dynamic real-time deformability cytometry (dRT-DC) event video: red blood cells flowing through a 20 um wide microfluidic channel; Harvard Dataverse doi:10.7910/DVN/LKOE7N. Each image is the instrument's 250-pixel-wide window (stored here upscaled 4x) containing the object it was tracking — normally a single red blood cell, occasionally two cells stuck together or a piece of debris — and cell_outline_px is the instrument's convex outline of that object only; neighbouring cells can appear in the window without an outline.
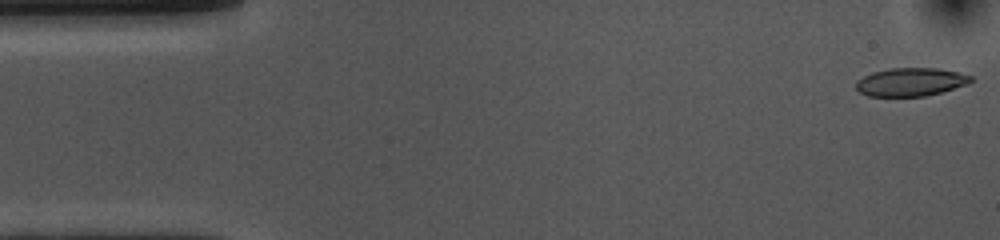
{"species": "common noctule bat (a hibernating species)", "species_latin": "Nyctalus noctula", "temperature_condition": "cold", "stored_images_in_passage": 52, "camera_frame_rate_fps": 3000, "um_per_image_px": 0.085, "animal": {"sex": "female", "body_mass_g": 10.0, "forearm_length_mm": 53.1}, "frame": {"image": 1, "passage_image": 1, "time_ms": 0.0, "image_size_px": [1000, 240], "cell_outline_px": [[972, 80], [968, 84], [940, 92], [924, 96], [868, 96], [860, 92], [856, 88], [856, 80], [872, 72], [888, 68], [936, 68], [956, 72], [972, 76]], "centroid_in_image_um": [77.37, 6.96], "position_along_channel_um": 7.6, "area_um2": 18.79}}
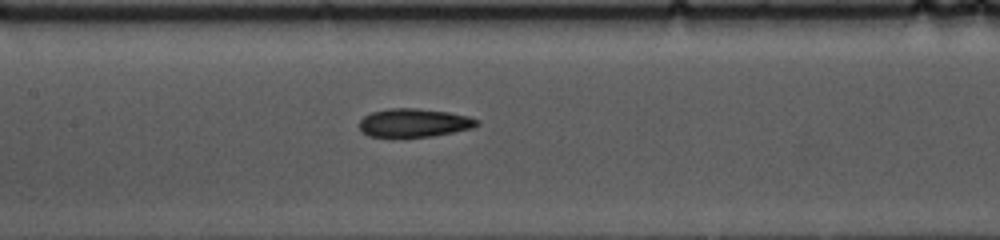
{"frame": {"image": 2, "passage_image": 23, "time_ms": 7.333, "image_size_px": [1000, 240], "cell_outline_px": [[480, 124], [472, 128], [432, 136], [368, 136], [360, 128], [360, 120], [364, 116], [372, 112], [388, 108], [416, 108], [448, 112], [468, 116], [480, 120]], "centroid_in_image_um": [35.22, 10.42], "position_along_channel_um": 172.2, "area_um2": 19.25}}
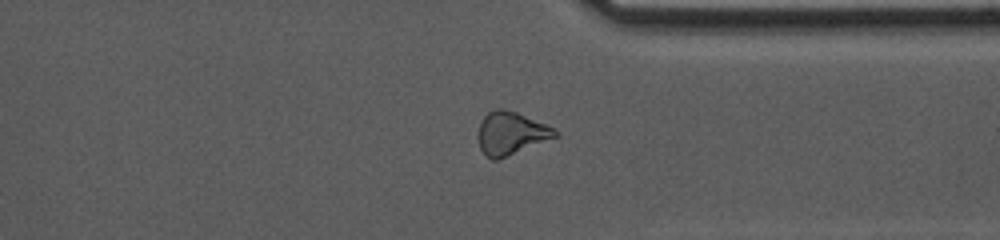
{"frame": {"image": 3, "passage_image": 39, "time_ms": 12.667, "image_size_px": [1000, 240], "cell_outline_px": [[560, 136], [496, 160], [492, 160], [480, 148], [480, 124], [484, 116], [488, 112], [496, 108], [504, 108], [516, 112], [544, 124], [560, 132]], "centroid_in_image_um": [43.47, 11.32], "position_along_channel_um": 367.9, "area_um2": 18.84}, "authors_computed_cell_mechanics": {"area_um2": 19.8832, "velocity_mm_per_s": 3.732, "shape_relaxation_time_tau1_ms": 5.4981, "shape_relaxation_time_tau2_ms": 5.373, "deformation_change_tau1": 0.1473, "deformation_change_tau2": 0.1295}}